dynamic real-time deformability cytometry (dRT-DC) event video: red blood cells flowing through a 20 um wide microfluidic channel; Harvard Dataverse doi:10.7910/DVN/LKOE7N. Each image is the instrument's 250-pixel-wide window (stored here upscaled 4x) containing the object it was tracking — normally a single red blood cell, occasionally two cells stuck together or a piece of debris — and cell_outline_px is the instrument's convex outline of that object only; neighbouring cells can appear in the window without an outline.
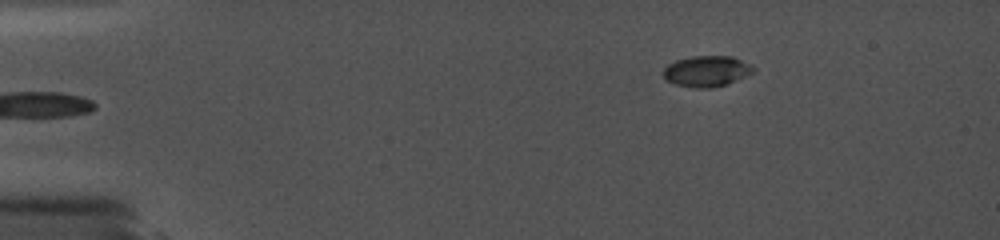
{"species": "common noctule bat (a hibernating species)", "species_latin": "Nyctalus noctula", "temperature_condition": "cold", "stored_images_in_passage": 11, "camera_frame_rate_fps": 5000, "um_per_image_px": 0.085, "animal": {"sex": "female", "body_mass_g": 19.0, "forearm_length_mm": 56.7}, "frame": {"image": 1, "passage_image": 1, "time_ms": 0.0, "image_size_px": [1000, 240], "cell_outline_px": [[756, 72], [724, 84], [708, 88], [692, 88], [676, 84], [664, 80], [664, 68], [668, 64], [676, 60], [692, 56], [732, 56], [752, 64], [756, 68]], "centroid_in_image_um": [60.08, 6.04], "position_along_channel_um": 24.9, "area_um2": 16.24}}
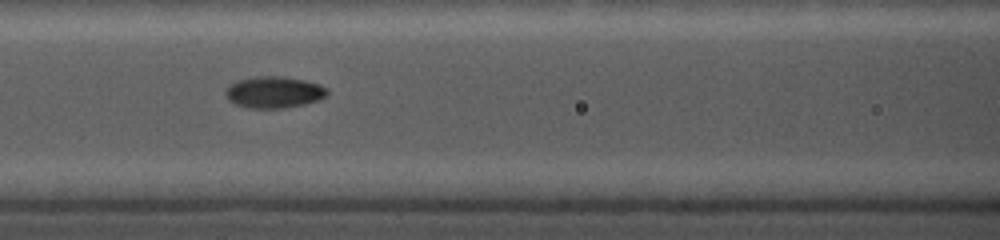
{"frame": {"image": 2, "passage_image": 10, "time_ms": 5.4, "image_size_px": [1000, 240], "cell_outline_px": [[328, 96], [320, 100], [304, 104], [284, 108], [248, 108], [236, 104], [228, 100], [224, 92], [236, 80], [256, 76], [280, 76], [304, 80], [320, 84], [328, 88]], "centroid_in_image_um": [23.32, 7.84], "position_along_channel_um": 143.3, "area_um2": 18.84}}
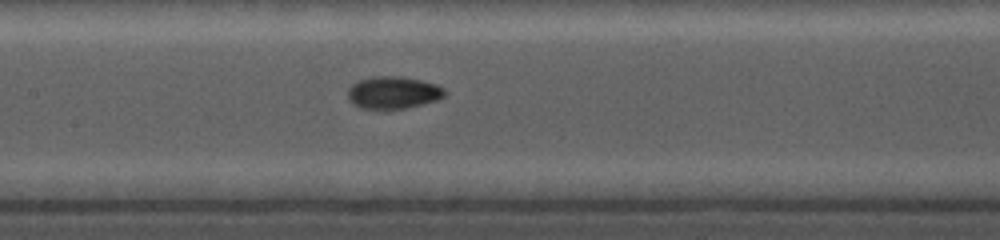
{"frame": {"image": 3, "passage_image": 11, "time_ms": 6.2, "image_size_px": [1000, 240], "cell_outline_px": [[444, 96], [436, 100], [404, 108], [360, 108], [352, 104], [348, 100], [348, 88], [352, 84], [368, 76], [400, 76], [420, 80], [436, 84], [444, 88]], "centroid_in_image_um": [33.37, 7.85], "position_along_channel_um": 174.0, "area_um2": 18.09}}